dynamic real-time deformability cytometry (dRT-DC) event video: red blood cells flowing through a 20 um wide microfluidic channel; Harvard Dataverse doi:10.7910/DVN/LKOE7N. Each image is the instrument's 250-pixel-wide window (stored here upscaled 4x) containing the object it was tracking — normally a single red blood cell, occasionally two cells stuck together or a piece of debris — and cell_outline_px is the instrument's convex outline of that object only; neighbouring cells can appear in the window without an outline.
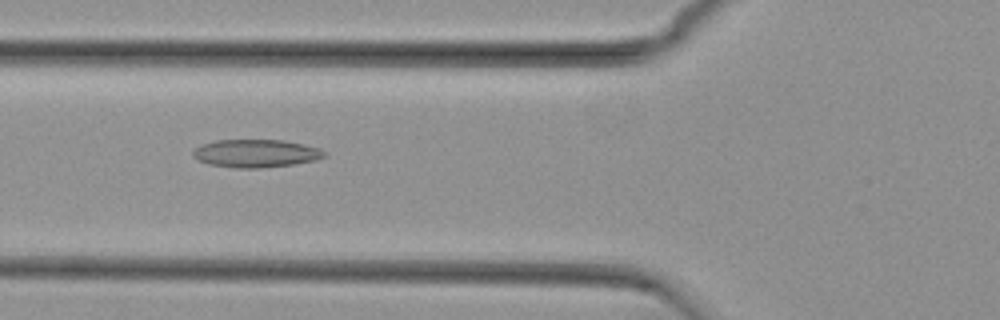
{"species": "common noctule bat (a hibernating species)", "species_latin": "Nyctalus noctula", "temperature_condition": "cold", "stored_images_in_passage": 51, "camera_frame_rate_fps": 3000, "um_per_image_px": 0.085, "animal": {"sex": "female", "body_mass_g": 29.2, "forearm_length_mm": 56.3}, "frame": {"image": 1, "passage_image": 20, "time_ms": 6.333, "image_size_px": [1000, 320], "cell_outline_px": [[324, 156], [316, 160], [292, 164], [256, 168], [236, 168], [208, 164], [196, 160], [192, 156], [192, 152], [200, 144], [216, 140], [284, 140], [304, 144], [320, 148], [324, 152]], "centroid_in_image_um": [21.7, 13.03], "position_along_channel_um": 104.1, "area_um2": 21.39}}
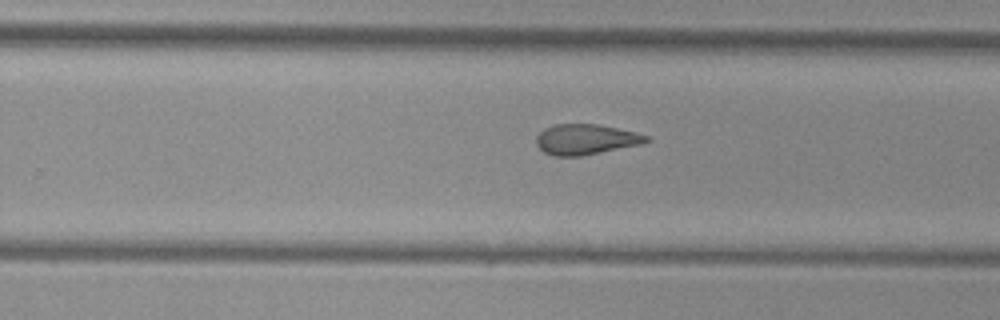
{"frame": {"image": 2, "passage_image": 34, "time_ms": 11.0, "image_size_px": [1000, 320], "cell_outline_px": [[652, 140], [640, 144], [580, 156], [552, 156], [544, 152], [536, 144], [536, 136], [544, 128], [556, 124], [600, 124], [636, 132], [648, 136]], "centroid_in_image_um": [49.78, 11.84], "position_along_channel_um": 280.0, "area_um2": 19.48}}
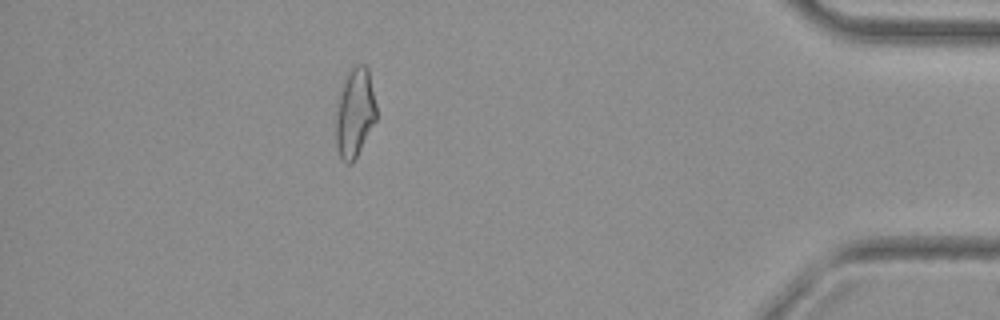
{"frame": {"image": 3, "passage_image": 48, "time_ms": 15.667, "image_size_px": [1000, 320], "cell_outline_px": [[376, 120], [352, 164], [344, 164], [340, 160], [336, 144], [336, 108], [344, 76], [356, 64], [364, 64], [368, 68], [376, 104]], "centroid_in_image_um": [30.14, 9.6], "position_along_channel_um": 405.1, "area_um2": 21.21}}